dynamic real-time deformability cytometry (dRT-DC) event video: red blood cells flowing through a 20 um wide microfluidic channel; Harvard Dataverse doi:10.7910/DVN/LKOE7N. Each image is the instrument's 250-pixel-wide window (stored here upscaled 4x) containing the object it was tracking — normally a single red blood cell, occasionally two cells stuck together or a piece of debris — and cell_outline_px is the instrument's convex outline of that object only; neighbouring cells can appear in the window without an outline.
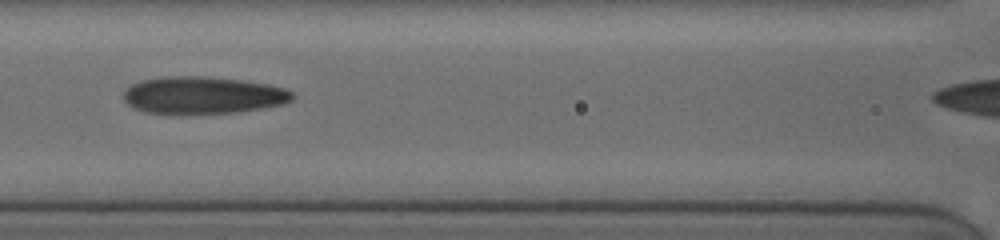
{"species": "human", "species_latin": "Homo sapiens", "temperature_condition": "cold", "stored_images_in_passage": 49, "camera_frame_rate_fps": 3000, "um_per_image_px": 0.085, "donor": {"sex": "female"}, "frame": {"image": 1, "passage_image": 25, "time_ms": 7.667, "image_size_px": [1000, 240], "cell_outline_px": [[296, 96], [292, 100], [280, 104], [240, 112], [184, 116], [172, 116], [144, 112], [128, 104], [124, 100], [124, 92], [132, 84], [140, 80], [160, 76], [208, 76], [240, 80], [268, 84], [284, 88], [292, 92]], "centroid_in_image_um": [17.2, 8.12], "position_along_channel_um": 149.4, "area_um2": 37.63}}
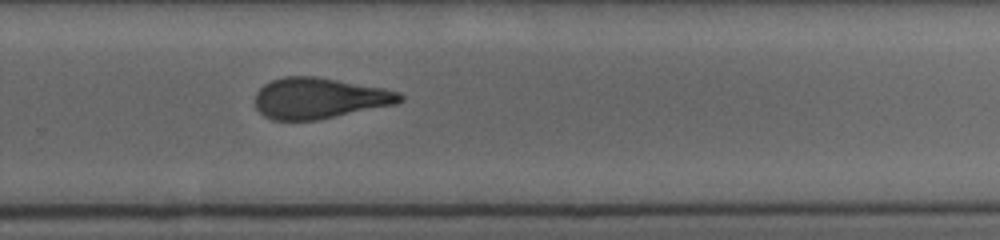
{"frame": {"image": 2, "passage_image": 38, "time_ms": 11.667, "image_size_px": [1000, 240], "cell_outline_px": [[404, 100], [396, 104], [316, 120], [272, 120], [264, 116], [256, 108], [256, 92], [264, 84], [272, 80], [284, 76], [316, 76], [384, 88], [400, 92], [404, 96]], "centroid_in_image_um": [27.15, 8.34], "position_along_channel_um": 302.7, "area_um2": 34.51}}
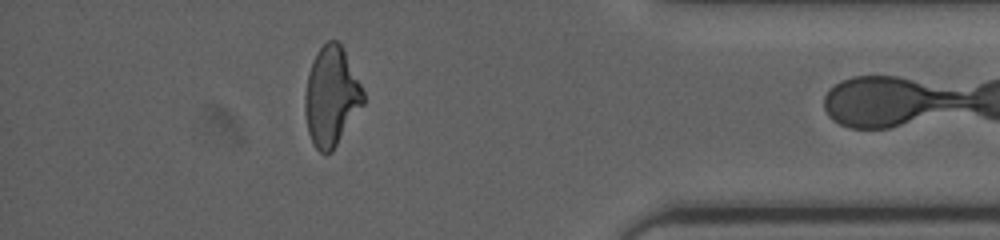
{"frame": {"image": 3, "passage_image": 48, "time_ms": 15.0, "image_size_px": [1000, 240], "cell_outline_px": [[364, 104], [332, 152], [324, 156], [312, 144], [308, 132], [304, 112], [304, 96], [308, 72], [320, 48], [328, 40], [336, 40], [344, 48], [364, 92]], "centroid_in_image_um": [28.15, 8.24], "position_along_channel_um": 407.0, "area_um2": 33.87}}